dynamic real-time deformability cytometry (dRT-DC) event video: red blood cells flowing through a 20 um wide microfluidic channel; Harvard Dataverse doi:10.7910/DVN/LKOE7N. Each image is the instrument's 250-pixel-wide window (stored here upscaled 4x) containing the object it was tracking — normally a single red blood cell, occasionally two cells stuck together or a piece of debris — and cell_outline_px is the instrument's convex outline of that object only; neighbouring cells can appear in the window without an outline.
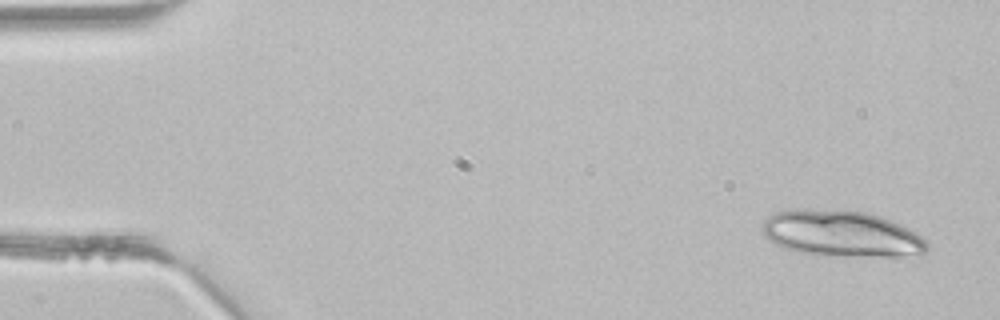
{"species": "common noctule bat (a hibernating species)", "species_latin": "Nyctalus noctula", "temperature_condition": "room temperature", "stored_images_in_passage": 4, "camera_frame_rate_fps": 3000, "um_per_image_px": 0.085, "animal": {"sex": "male", "body_mass_g": 21.5, "forearm_length_mm": 52.0}, "frame": {"image": 1, "passage_image": 1, "time_ms": 0.0, "image_size_px": [1000, 320], "cell_outline_px": [[928, 248], [920, 256], [860, 256], [800, 252], [784, 248], [776, 244], [764, 236], [760, 228], [764, 220], [768, 216], [776, 212], [796, 208], [808, 208], [868, 212], [880, 216], [900, 224], [908, 228], [920, 236], [928, 244]], "centroid_in_image_um": [71.51, 19.84], "position_along_channel_um": 13.5, "area_um2": 44.33}}